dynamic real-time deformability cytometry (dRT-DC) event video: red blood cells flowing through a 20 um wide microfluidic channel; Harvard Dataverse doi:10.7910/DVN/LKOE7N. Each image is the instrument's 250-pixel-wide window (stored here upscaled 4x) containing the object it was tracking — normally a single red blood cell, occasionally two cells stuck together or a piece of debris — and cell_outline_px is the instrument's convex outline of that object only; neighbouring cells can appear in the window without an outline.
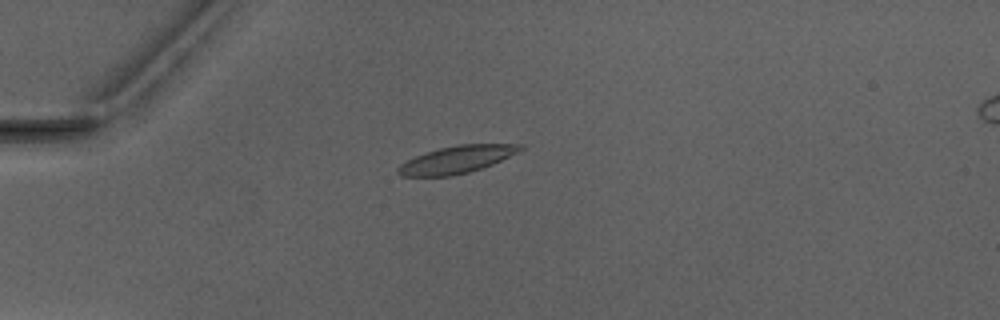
{"species": "Egyptian fruit bat (a non-hibernating species)", "species_latin": "Rousettus aegyptiacus", "temperature_condition": "warm", "stored_images_in_passage": 6, "camera_frame_rate_fps": 3000, "um_per_image_px": 0.085, "animal": {"sex": "male"}, "frame": {"image": 1, "passage_image": 5, "time_ms": 4.667, "image_size_px": [1000, 320], "cell_outline_px": [[524, 148], [492, 164], [468, 172], [452, 176], [400, 176], [396, 172], [396, 168], [400, 164], [416, 156], [440, 148], [456, 144], [524, 144]], "centroid_in_image_um": [38.78, 13.56], "position_along_channel_um": 46.2, "area_um2": 19.19}}